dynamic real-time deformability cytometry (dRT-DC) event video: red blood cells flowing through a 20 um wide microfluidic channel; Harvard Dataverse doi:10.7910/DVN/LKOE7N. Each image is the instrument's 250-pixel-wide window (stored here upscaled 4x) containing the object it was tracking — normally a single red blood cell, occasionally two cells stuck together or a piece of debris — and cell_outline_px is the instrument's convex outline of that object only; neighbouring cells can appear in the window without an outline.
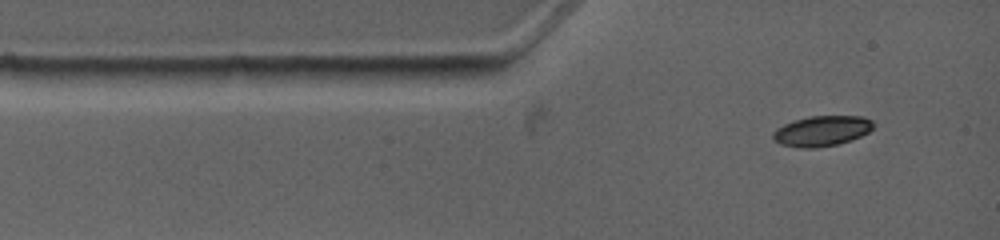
{"species": "common noctule bat (a hibernating species)", "species_latin": "Nyctalus noctula", "temperature_condition": "warm", "stored_images_in_passage": 4, "camera_frame_rate_fps": 4500, "um_per_image_px": 0.085, "animal": {"sex": "female", "body_mass_g": 19.0, "forearm_length_mm": 53.3}, "frame": {"image": 1, "passage_image": 1, "time_ms": 0.0, "image_size_px": [1000, 240], "cell_outline_px": [[876, 124], [868, 132], [852, 140], [836, 144], [816, 148], [800, 148], [780, 144], [772, 140], [772, 132], [776, 128], [784, 124], [808, 116], [864, 116], [872, 120]], "centroid_in_image_um": [69.84, 11.13], "position_along_channel_um": 15.2, "area_um2": 17.92}}
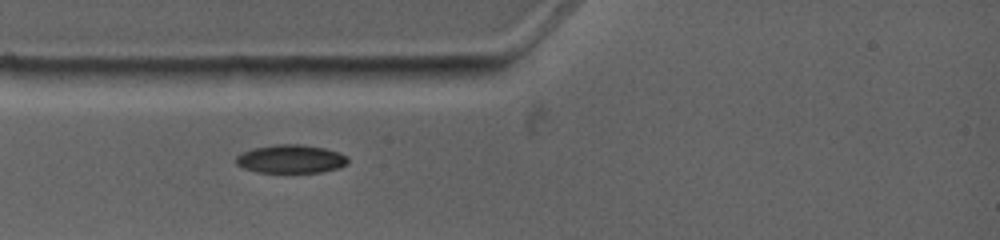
{"frame": {"image": 2, "passage_image": 3, "time_ms": 1.778, "image_size_px": [1000, 240], "cell_outline_px": [[348, 164], [336, 168], [320, 172], [256, 172], [244, 168], [236, 164], [236, 156], [240, 152], [252, 148], [276, 144], [300, 144], [324, 148], [340, 152], [348, 156]], "centroid_in_image_um": [24.7, 13.5], "position_along_channel_um": 60.3, "area_um2": 18.61}}
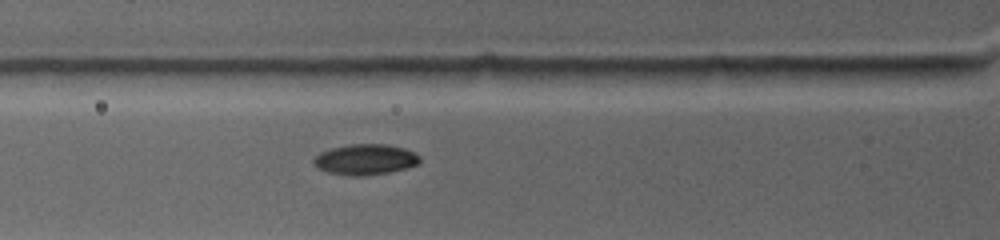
{"frame": {"image": 3, "passage_image": 4, "time_ms": 2.667, "image_size_px": [1000, 240], "cell_outline_px": [[420, 160], [416, 164], [404, 168], [388, 172], [364, 176], [352, 176], [328, 172], [312, 164], [312, 160], [320, 152], [332, 148], [348, 144], [388, 144], [404, 148], [420, 156]], "centroid_in_image_um": [31.02, 13.55], "position_along_channel_um": 94.8, "area_um2": 18.79}}